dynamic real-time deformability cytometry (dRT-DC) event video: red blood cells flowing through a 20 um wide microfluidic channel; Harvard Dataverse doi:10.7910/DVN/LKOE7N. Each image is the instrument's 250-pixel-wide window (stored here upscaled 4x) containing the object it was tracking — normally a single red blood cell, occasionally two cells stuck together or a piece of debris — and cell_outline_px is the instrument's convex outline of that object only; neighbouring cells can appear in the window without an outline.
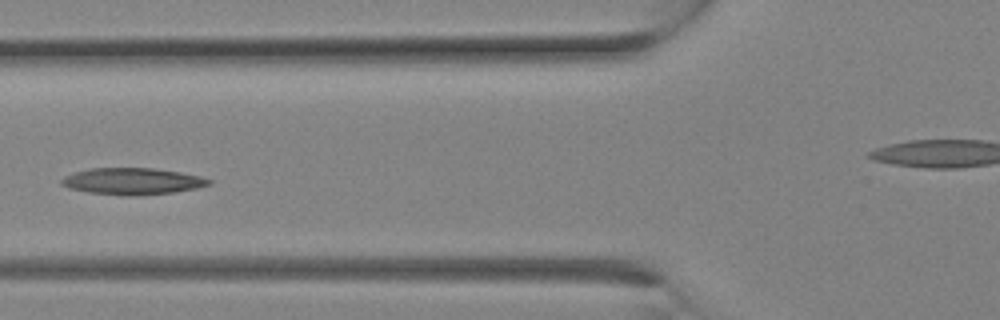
{"species": "Egyptian fruit bat (a non-hibernating species)", "species_latin": "Rousettus aegyptiacus", "temperature_condition": "room temperature", "stored_images_in_passage": 11, "camera_frame_rate_fps": 3000, "um_per_image_px": 0.085, "animal": {"sex": "female"}, "frame": {"image": 1, "passage_image": 10, "time_ms": 3.0, "image_size_px": [1000, 320], "cell_outline_px": [[212, 184], [196, 188], [176, 192], [132, 196], [88, 192], [68, 188], [60, 184], [60, 180], [64, 176], [88, 168], [152, 168], [180, 172], [200, 176], [212, 180]], "centroid_in_image_um": [11.25, 15.4], "position_along_channel_um": 114.5, "area_um2": 22.89}}